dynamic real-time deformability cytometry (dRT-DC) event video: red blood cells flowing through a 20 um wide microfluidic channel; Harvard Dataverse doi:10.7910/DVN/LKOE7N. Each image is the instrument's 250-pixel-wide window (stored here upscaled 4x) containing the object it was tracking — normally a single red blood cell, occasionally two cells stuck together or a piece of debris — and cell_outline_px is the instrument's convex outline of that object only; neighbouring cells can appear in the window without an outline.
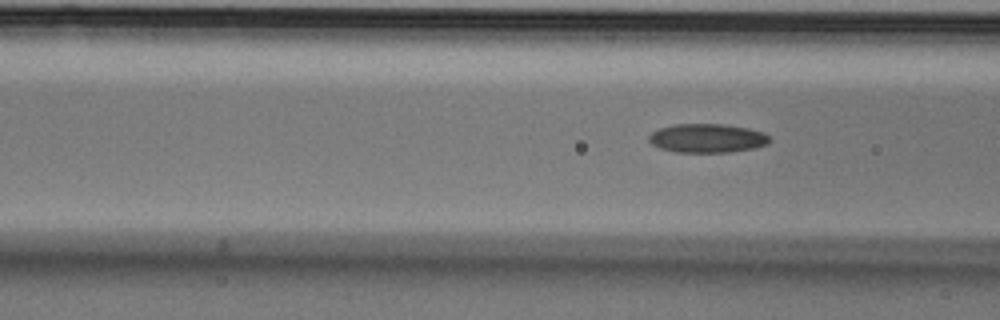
{"species": "Egyptian fruit bat (a non-hibernating species)", "species_latin": "Rousettus aegyptiacus", "temperature_condition": "cold", "stored_images_in_passage": 6, "camera_frame_rate_fps": 3000, "um_per_image_px": 0.085, "animal": {"sex": "male"}, "frame": {"image": 1, "passage_image": 6, "time_ms": 1.667, "image_size_px": [1000, 320], "cell_outline_px": [[772, 140], [768, 144], [752, 148], [728, 152], [676, 152], [660, 148], [652, 144], [648, 140], [648, 136], [652, 132], [660, 128], [676, 124], [728, 124], [748, 128], [764, 132]], "centroid_in_image_um": [60.13, 11.74], "position_along_channel_um": 106.5, "area_um2": 20.35}}